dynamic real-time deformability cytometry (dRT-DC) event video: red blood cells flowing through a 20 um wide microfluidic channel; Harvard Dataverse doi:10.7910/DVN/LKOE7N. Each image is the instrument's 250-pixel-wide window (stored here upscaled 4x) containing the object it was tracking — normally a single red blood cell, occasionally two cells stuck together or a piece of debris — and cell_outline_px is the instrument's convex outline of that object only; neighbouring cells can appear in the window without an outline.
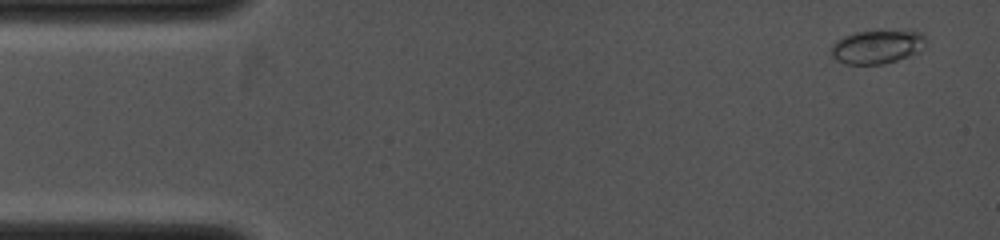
{"species": "common noctule bat (a hibernating species)", "species_latin": "Nyctalus noctula", "temperature_condition": "cold", "stored_images_in_passage": 4, "camera_frame_rate_fps": 4000, "um_per_image_px": 0.085, "animal": {"sex": "female", "body_mass_g": 19.0, "forearm_length_mm": 53.3}, "frame": {"image": 1, "passage_image": 1, "time_ms": 0.0, "image_size_px": [1000, 240], "cell_outline_px": [[928, 40], [924, 48], [920, 52], [884, 64], [844, 64], [836, 60], [828, 52], [832, 44], [836, 40], [844, 36], [856, 32], [920, 32]], "centroid_in_image_um": [74.52, 4.01], "position_along_channel_um": 10.5, "area_um2": 18.5}}
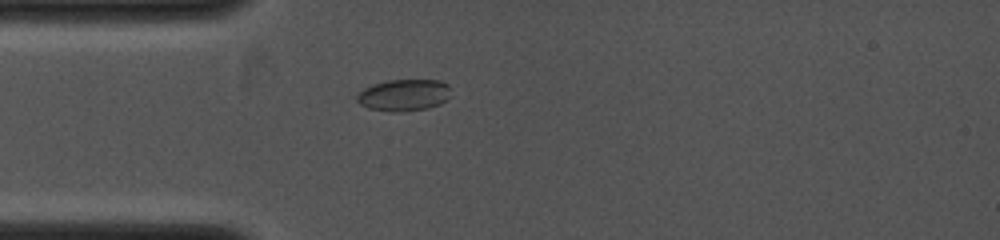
{"frame": {"image": 2, "passage_image": 4, "time_ms": 2.75, "image_size_px": [1000, 240], "cell_outline_px": [[448, 96], [440, 104], [428, 108], [404, 112], [392, 112], [368, 108], [360, 104], [356, 100], [356, 96], [364, 88], [372, 84], [388, 80], [440, 80], [448, 84]], "centroid_in_image_um": [34.29, 8.09], "position_along_channel_um": 50.7, "area_um2": 17.34}}